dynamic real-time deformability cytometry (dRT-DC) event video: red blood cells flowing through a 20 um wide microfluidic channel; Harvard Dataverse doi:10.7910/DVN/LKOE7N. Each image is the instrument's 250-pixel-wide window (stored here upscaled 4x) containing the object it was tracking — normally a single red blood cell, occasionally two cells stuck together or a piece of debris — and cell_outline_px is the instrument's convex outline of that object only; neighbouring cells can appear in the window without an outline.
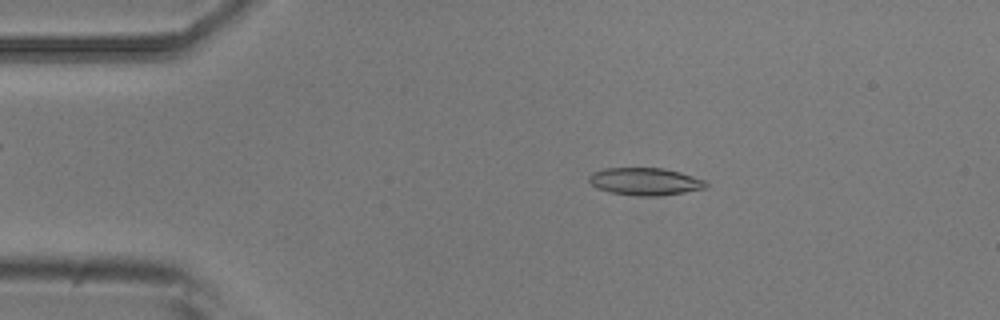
{"species": "common noctule bat (a hibernating species)", "species_latin": "Nyctalus noctula", "temperature_condition": "room temperature", "stored_images_in_passage": 23, "camera_frame_rate_fps": 3000, "um_per_image_px": 0.085, "animal": {"sex": "male", "body_mass_g": 20.5, "forearm_length_mm": 52.5}, "frame": {"image": 1, "passage_image": 10, "time_ms": 3.0, "image_size_px": [1000, 320], "cell_outline_px": [[708, 188], [660, 196], [640, 196], [608, 192], [596, 188], [588, 180], [588, 176], [592, 172], [604, 168], [664, 168], [680, 172], [704, 180], [708, 184]], "centroid_in_image_um": [54.82, 15.43], "position_along_channel_um": 30.2, "area_um2": 18.84}}
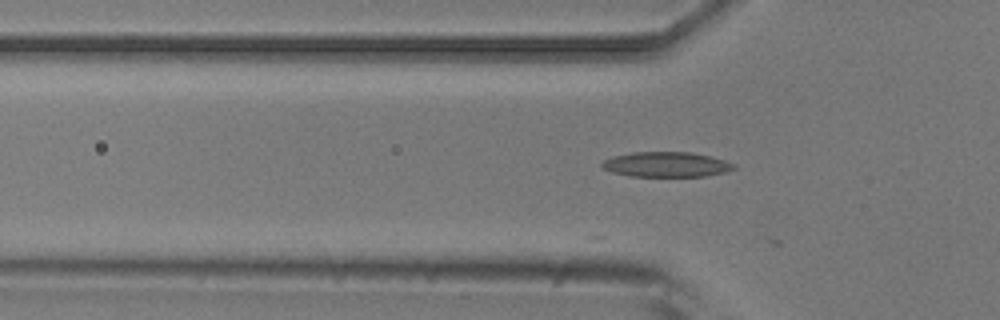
{"frame": {"image": 2, "passage_image": 17, "time_ms": 5.333, "image_size_px": [1000, 320], "cell_outline_px": [[736, 168], [724, 172], [704, 176], [632, 176], [612, 172], [604, 168], [600, 164], [604, 160], [612, 156], [632, 152], [692, 152], [712, 156], [736, 164]], "centroid_in_image_um": [56.65, 13.97], "position_along_channel_um": 69.2, "area_um2": 19.25}}
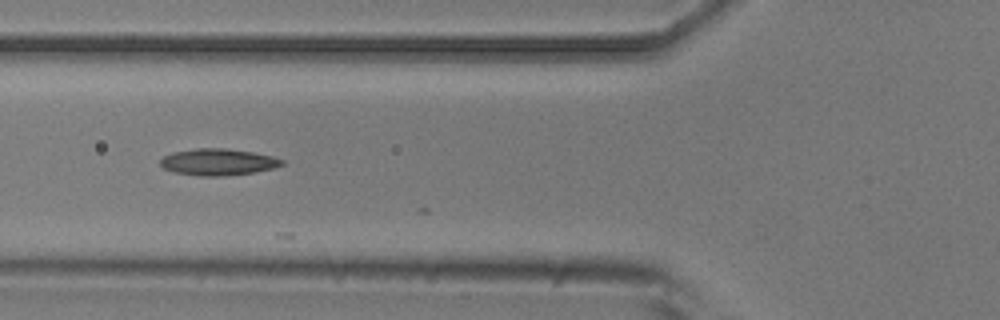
{"frame": {"image": 3, "passage_image": 20, "time_ms": 6.333, "image_size_px": [1000, 320], "cell_outline_px": [[284, 164], [276, 168], [252, 172], [220, 176], [200, 176], [176, 172], [164, 168], [160, 164], [160, 160], [164, 156], [172, 152], [196, 148], [224, 148], [252, 152], [272, 156], [284, 160]], "centroid_in_image_um": [18.54, 13.76], "position_along_channel_um": 107.3, "area_um2": 18.73}}